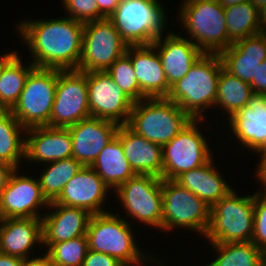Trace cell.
Masks as SVG:
<instances>
[{
  "mask_svg": "<svg viewBox=\"0 0 266 266\" xmlns=\"http://www.w3.org/2000/svg\"><path fill=\"white\" fill-rule=\"evenodd\" d=\"M125 54L131 59L141 92L147 98H166L171 87L155 47L152 44L128 46Z\"/></svg>",
  "mask_w": 266,
  "mask_h": 266,
  "instance_id": "603a6c76",
  "label": "cell"
},
{
  "mask_svg": "<svg viewBox=\"0 0 266 266\" xmlns=\"http://www.w3.org/2000/svg\"><path fill=\"white\" fill-rule=\"evenodd\" d=\"M217 1L223 7H229V6H233V5L240 4V3L250 1V0H217Z\"/></svg>",
  "mask_w": 266,
  "mask_h": 266,
  "instance_id": "7dc6e473",
  "label": "cell"
},
{
  "mask_svg": "<svg viewBox=\"0 0 266 266\" xmlns=\"http://www.w3.org/2000/svg\"><path fill=\"white\" fill-rule=\"evenodd\" d=\"M250 2L258 9L266 4V0H250Z\"/></svg>",
  "mask_w": 266,
  "mask_h": 266,
  "instance_id": "c3c4849f",
  "label": "cell"
},
{
  "mask_svg": "<svg viewBox=\"0 0 266 266\" xmlns=\"http://www.w3.org/2000/svg\"><path fill=\"white\" fill-rule=\"evenodd\" d=\"M26 129L10 111L0 110V161L21 169L25 160ZM21 167V168H19Z\"/></svg>",
  "mask_w": 266,
  "mask_h": 266,
  "instance_id": "83f0119b",
  "label": "cell"
},
{
  "mask_svg": "<svg viewBox=\"0 0 266 266\" xmlns=\"http://www.w3.org/2000/svg\"><path fill=\"white\" fill-rule=\"evenodd\" d=\"M131 224L122 219L119 212L92 214L86 232L89 249L108 254L124 266H146L148 262H154L153 266H163L161 259L143 252L145 249L136 243Z\"/></svg>",
  "mask_w": 266,
  "mask_h": 266,
  "instance_id": "7a4b0ae2",
  "label": "cell"
},
{
  "mask_svg": "<svg viewBox=\"0 0 266 266\" xmlns=\"http://www.w3.org/2000/svg\"><path fill=\"white\" fill-rule=\"evenodd\" d=\"M232 190L210 210V225L204 238L209 243L250 242L254 227V193L239 196Z\"/></svg>",
  "mask_w": 266,
  "mask_h": 266,
  "instance_id": "52a82bcc",
  "label": "cell"
},
{
  "mask_svg": "<svg viewBox=\"0 0 266 266\" xmlns=\"http://www.w3.org/2000/svg\"><path fill=\"white\" fill-rule=\"evenodd\" d=\"M116 137L131 169L136 175H153L163 179L162 146L137 134L127 124L118 127Z\"/></svg>",
  "mask_w": 266,
  "mask_h": 266,
  "instance_id": "cb8c5ba5",
  "label": "cell"
},
{
  "mask_svg": "<svg viewBox=\"0 0 266 266\" xmlns=\"http://www.w3.org/2000/svg\"><path fill=\"white\" fill-rule=\"evenodd\" d=\"M162 231L175 228L196 231L205 237L211 208L175 180L162 179Z\"/></svg>",
  "mask_w": 266,
  "mask_h": 266,
  "instance_id": "9c48e42d",
  "label": "cell"
},
{
  "mask_svg": "<svg viewBox=\"0 0 266 266\" xmlns=\"http://www.w3.org/2000/svg\"><path fill=\"white\" fill-rule=\"evenodd\" d=\"M182 1L177 15L184 28L181 30L203 53L220 54L233 43L228 37L224 7L217 0Z\"/></svg>",
  "mask_w": 266,
  "mask_h": 266,
  "instance_id": "277c9868",
  "label": "cell"
},
{
  "mask_svg": "<svg viewBox=\"0 0 266 266\" xmlns=\"http://www.w3.org/2000/svg\"><path fill=\"white\" fill-rule=\"evenodd\" d=\"M36 245L43 247L42 219L6 218L0 223V253L31 259Z\"/></svg>",
  "mask_w": 266,
  "mask_h": 266,
  "instance_id": "d4e9b609",
  "label": "cell"
},
{
  "mask_svg": "<svg viewBox=\"0 0 266 266\" xmlns=\"http://www.w3.org/2000/svg\"><path fill=\"white\" fill-rule=\"evenodd\" d=\"M87 88L91 117L112 121L119 126L128 124L134 101L106 71L87 72Z\"/></svg>",
  "mask_w": 266,
  "mask_h": 266,
  "instance_id": "5bb4252c",
  "label": "cell"
},
{
  "mask_svg": "<svg viewBox=\"0 0 266 266\" xmlns=\"http://www.w3.org/2000/svg\"><path fill=\"white\" fill-rule=\"evenodd\" d=\"M228 37L235 42L261 32L259 9L250 1L224 7Z\"/></svg>",
  "mask_w": 266,
  "mask_h": 266,
  "instance_id": "d6a6232c",
  "label": "cell"
},
{
  "mask_svg": "<svg viewBox=\"0 0 266 266\" xmlns=\"http://www.w3.org/2000/svg\"><path fill=\"white\" fill-rule=\"evenodd\" d=\"M127 47L108 18L86 22L78 71H106L125 54Z\"/></svg>",
  "mask_w": 266,
  "mask_h": 266,
  "instance_id": "7c38bea8",
  "label": "cell"
},
{
  "mask_svg": "<svg viewBox=\"0 0 266 266\" xmlns=\"http://www.w3.org/2000/svg\"><path fill=\"white\" fill-rule=\"evenodd\" d=\"M213 158L198 168L183 172L175 179L210 208L233 190L214 166Z\"/></svg>",
  "mask_w": 266,
  "mask_h": 266,
  "instance_id": "484cf974",
  "label": "cell"
},
{
  "mask_svg": "<svg viewBox=\"0 0 266 266\" xmlns=\"http://www.w3.org/2000/svg\"><path fill=\"white\" fill-rule=\"evenodd\" d=\"M106 72L116 85L134 102L147 98L140 90L131 59L126 54L118 58Z\"/></svg>",
  "mask_w": 266,
  "mask_h": 266,
  "instance_id": "e575fe53",
  "label": "cell"
},
{
  "mask_svg": "<svg viewBox=\"0 0 266 266\" xmlns=\"http://www.w3.org/2000/svg\"><path fill=\"white\" fill-rule=\"evenodd\" d=\"M72 157V137L68 128L33 127L25 133V162L51 163Z\"/></svg>",
  "mask_w": 266,
  "mask_h": 266,
  "instance_id": "ffe728a7",
  "label": "cell"
},
{
  "mask_svg": "<svg viewBox=\"0 0 266 266\" xmlns=\"http://www.w3.org/2000/svg\"><path fill=\"white\" fill-rule=\"evenodd\" d=\"M191 120L178 104L167 98H146L134 102L127 125L150 142L163 146Z\"/></svg>",
  "mask_w": 266,
  "mask_h": 266,
  "instance_id": "8992f818",
  "label": "cell"
},
{
  "mask_svg": "<svg viewBox=\"0 0 266 266\" xmlns=\"http://www.w3.org/2000/svg\"><path fill=\"white\" fill-rule=\"evenodd\" d=\"M204 119H192L171 141L162 146L163 179L175 180L183 172L206 164L213 153L199 129Z\"/></svg>",
  "mask_w": 266,
  "mask_h": 266,
  "instance_id": "8fae6325",
  "label": "cell"
},
{
  "mask_svg": "<svg viewBox=\"0 0 266 266\" xmlns=\"http://www.w3.org/2000/svg\"><path fill=\"white\" fill-rule=\"evenodd\" d=\"M259 21L261 32L266 31V4L259 8Z\"/></svg>",
  "mask_w": 266,
  "mask_h": 266,
  "instance_id": "bcb514c9",
  "label": "cell"
},
{
  "mask_svg": "<svg viewBox=\"0 0 266 266\" xmlns=\"http://www.w3.org/2000/svg\"><path fill=\"white\" fill-rule=\"evenodd\" d=\"M82 266H124L117 259L108 254L88 250Z\"/></svg>",
  "mask_w": 266,
  "mask_h": 266,
  "instance_id": "74e56055",
  "label": "cell"
},
{
  "mask_svg": "<svg viewBox=\"0 0 266 266\" xmlns=\"http://www.w3.org/2000/svg\"><path fill=\"white\" fill-rule=\"evenodd\" d=\"M121 0H97L99 11L109 18L116 10Z\"/></svg>",
  "mask_w": 266,
  "mask_h": 266,
  "instance_id": "60d3db41",
  "label": "cell"
},
{
  "mask_svg": "<svg viewBox=\"0 0 266 266\" xmlns=\"http://www.w3.org/2000/svg\"><path fill=\"white\" fill-rule=\"evenodd\" d=\"M88 117L91 115L88 107L87 72L58 70L55 99L48 126L67 128Z\"/></svg>",
  "mask_w": 266,
  "mask_h": 266,
  "instance_id": "4fadbf2b",
  "label": "cell"
},
{
  "mask_svg": "<svg viewBox=\"0 0 266 266\" xmlns=\"http://www.w3.org/2000/svg\"><path fill=\"white\" fill-rule=\"evenodd\" d=\"M110 190L94 169L84 166L68 181L54 202L70 207H80L91 214H102L108 211L103 208V205L106 204L105 201L109 196L107 193Z\"/></svg>",
  "mask_w": 266,
  "mask_h": 266,
  "instance_id": "ac0fdd59",
  "label": "cell"
},
{
  "mask_svg": "<svg viewBox=\"0 0 266 266\" xmlns=\"http://www.w3.org/2000/svg\"><path fill=\"white\" fill-rule=\"evenodd\" d=\"M165 10L159 0H121L108 19L128 46L151 45L168 31Z\"/></svg>",
  "mask_w": 266,
  "mask_h": 266,
  "instance_id": "5b68a950",
  "label": "cell"
},
{
  "mask_svg": "<svg viewBox=\"0 0 266 266\" xmlns=\"http://www.w3.org/2000/svg\"><path fill=\"white\" fill-rule=\"evenodd\" d=\"M254 94L249 83L232 75L224 68L221 69L217 85L216 107L226 111L228 119L236 111L247 105L249 98Z\"/></svg>",
  "mask_w": 266,
  "mask_h": 266,
  "instance_id": "f546056e",
  "label": "cell"
},
{
  "mask_svg": "<svg viewBox=\"0 0 266 266\" xmlns=\"http://www.w3.org/2000/svg\"><path fill=\"white\" fill-rule=\"evenodd\" d=\"M49 266H57V265L52 264V263L50 262V260H49Z\"/></svg>",
  "mask_w": 266,
  "mask_h": 266,
  "instance_id": "816d5d0a",
  "label": "cell"
},
{
  "mask_svg": "<svg viewBox=\"0 0 266 266\" xmlns=\"http://www.w3.org/2000/svg\"><path fill=\"white\" fill-rule=\"evenodd\" d=\"M58 70L34 67L10 112L25 129L48 126L55 99Z\"/></svg>",
  "mask_w": 266,
  "mask_h": 266,
  "instance_id": "ba28073f",
  "label": "cell"
},
{
  "mask_svg": "<svg viewBox=\"0 0 266 266\" xmlns=\"http://www.w3.org/2000/svg\"><path fill=\"white\" fill-rule=\"evenodd\" d=\"M222 68L219 54L203 53L188 73L171 86L166 98L178 104L192 119L206 120L203 114L215 106Z\"/></svg>",
  "mask_w": 266,
  "mask_h": 266,
  "instance_id": "3957f363",
  "label": "cell"
},
{
  "mask_svg": "<svg viewBox=\"0 0 266 266\" xmlns=\"http://www.w3.org/2000/svg\"><path fill=\"white\" fill-rule=\"evenodd\" d=\"M47 210L46 214L42 212L43 247L49 248L54 243L86 235L92 216L88 210L54 201L49 203Z\"/></svg>",
  "mask_w": 266,
  "mask_h": 266,
  "instance_id": "d6986e66",
  "label": "cell"
},
{
  "mask_svg": "<svg viewBox=\"0 0 266 266\" xmlns=\"http://www.w3.org/2000/svg\"><path fill=\"white\" fill-rule=\"evenodd\" d=\"M11 52H6V54H0V77L5 66L18 54V51L10 50Z\"/></svg>",
  "mask_w": 266,
  "mask_h": 266,
  "instance_id": "f6af8a7d",
  "label": "cell"
},
{
  "mask_svg": "<svg viewBox=\"0 0 266 266\" xmlns=\"http://www.w3.org/2000/svg\"><path fill=\"white\" fill-rule=\"evenodd\" d=\"M259 160V163H266V148L260 154Z\"/></svg>",
  "mask_w": 266,
  "mask_h": 266,
  "instance_id": "681fc988",
  "label": "cell"
},
{
  "mask_svg": "<svg viewBox=\"0 0 266 266\" xmlns=\"http://www.w3.org/2000/svg\"><path fill=\"white\" fill-rule=\"evenodd\" d=\"M19 53L5 66L0 77V110L10 111L19 99L30 71L35 65L23 64Z\"/></svg>",
  "mask_w": 266,
  "mask_h": 266,
  "instance_id": "1f68e13d",
  "label": "cell"
},
{
  "mask_svg": "<svg viewBox=\"0 0 266 266\" xmlns=\"http://www.w3.org/2000/svg\"><path fill=\"white\" fill-rule=\"evenodd\" d=\"M225 120L238 144L257 155L266 148V95L254 93L247 105Z\"/></svg>",
  "mask_w": 266,
  "mask_h": 266,
  "instance_id": "2e32d148",
  "label": "cell"
},
{
  "mask_svg": "<svg viewBox=\"0 0 266 266\" xmlns=\"http://www.w3.org/2000/svg\"><path fill=\"white\" fill-rule=\"evenodd\" d=\"M16 31L31 53L35 67L78 70L84 23L69 17L19 20Z\"/></svg>",
  "mask_w": 266,
  "mask_h": 266,
  "instance_id": "6da1fadb",
  "label": "cell"
},
{
  "mask_svg": "<svg viewBox=\"0 0 266 266\" xmlns=\"http://www.w3.org/2000/svg\"><path fill=\"white\" fill-rule=\"evenodd\" d=\"M25 259L0 253V266H24Z\"/></svg>",
  "mask_w": 266,
  "mask_h": 266,
  "instance_id": "b9f144b4",
  "label": "cell"
},
{
  "mask_svg": "<svg viewBox=\"0 0 266 266\" xmlns=\"http://www.w3.org/2000/svg\"><path fill=\"white\" fill-rule=\"evenodd\" d=\"M47 164H43L45 168L42 169L38 180L43 196L50 203L59 197L68 181L84 166L73 157Z\"/></svg>",
  "mask_w": 266,
  "mask_h": 266,
  "instance_id": "4dcf8cb0",
  "label": "cell"
},
{
  "mask_svg": "<svg viewBox=\"0 0 266 266\" xmlns=\"http://www.w3.org/2000/svg\"><path fill=\"white\" fill-rule=\"evenodd\" d=\"M113 192L125 209L126 221L130 222L128 218H131L140 224L162 231L161 178L153 175H135Z\"/></svg>",
  "mask_w": 266,
  "mask_h": 266,
  "instance_id": "30bf717a",
  "label": "cell"
},
{
  "mask_svg": "<svg viewBox=\"0 0 266 266\" xmlns=\"http://www.w3.org/2000/svg\"><path fill=\"white\" fill-rule=\"evenodd\" d=\"M67 17L83 23L105 19L99 11L97 0H61Z\"/></svg>",
  "mask_w": 266,
  "mask_h": 266,
  "instance_id": "d590c367",
  "label": "cell"
},
{
  "mask_svg": "<svg viewBox=\"0 0 266 266\" xmlns=\"http://www.w3.org/2000/svg\"><path fill=\"white\" fill-rule=\"evenodd\" d=\"M257 171L255 172V175L259 179V183L263 186L257 190L259 193L266 195V163H259L257 164Z\"/></svg>",
  "mask_w": 266,
  "mask_h": 266,
  "instance_id": "7bdbcfd3",
  "label": "cell"
},
{
  "mask_svg": "<svg viewBox=\"0 0 266 266\" xmlns=\"http://www.w3.org/2000/svg\"><path fill=\"white\" fill-rule=\"evenodd\" d=\"M16 168L8 163L0 161V194L5 189L12 173Z\"/></svg>",
  "mask_w": 266,
  "mask_h": 266,
  "instance_id": "ab89813d",
  "label": "cell"
},
{
  "mask_svg": "<svg viewBox=\"0 0 266 266\" xmlns=\"http://www.w3.org/2000/svg\"><path fill=\"white\" fill-rule=\"evenodd\" d=\"M266 253V195L254 192V227L251 240Z\"/></svg>",
  "mask_w": 266,
  "mask_h": 266,
  "instance_id": "8d00e7d4",
  "label": "cell"
},
{
  "mask_svg": "<svg viewBox=\"0 0 266 266\" xmlns=\"http://www.w3.org/2000/svg\"><path fill=\"white\" fill-rule=\"evenodd\" d=\"M45 254L57 266H82L89 250L87 235L52 244Z\"/></svg>",
  "mask_w": 266,
  "mask_h": 266,
  "instance_id": "836d02e7",
  "label": "cell"
},
{
  "mask_svg": "<svg viewBox=\"0 0 266 266\" xmlns=\"http://www.w3.org/2000/svg\"><path fill=\"white\" fill-rule=\"evenodd\" d=\"M219 55L225 70L250 84L266 60L265 31L236 40Z\"/></svg>",
  "mask_w": 266,
  "mask_h": 266,
  "instance_id": "7402d4cb",
  "label": "cell"
},
{
  "mask_svg": "<svg viewBox=\"0 0 266 266\" xmlns=\"http://www.w3.org/2000/svg\"><path fill=\"white\" fill-rule=\"evenodd\" d=\"M210 245L218 254L205 266H266V253L252 241Z\"/></svg>",
  "mask_w": 266,
  "mask_h": 266,
  "instance_id": "f1b7e54d",
  "label": "cell"
},
{
  "mask_svg": "<svg viewBox=\"0 0 266 266\" xmlns=\"http://www.w3.org/2000/svg\"><path fill=\"white\" fill-rule=\"evenodd\" d=\"M24 266H49V258L44 255H37L35 258L26 259Z\"/></svg>",
  "mask_w": 266,
  "mask_h": 266,
  "instance_id": "ee69618b",
  "label": "cell"
},
{
  "mask_svg": "<svg viewBox=\"0 0 266 266\" xmlns=\"http://www.w3.org/2000/svg\"><path fill=\"white\" fill-rule=\"evenodd\" d=\"M119 125L96 117L80 120L67 127L72 137V157L90 167L104 147L115 137Z\"/></svg>",
  "mask_w": 266,
  "mask_h": 266,
  "instance_id": "e0dca14e",
  "label": "cell"
},
{
  "mask_svg": "<svg viewBox=\"0 0 266 266\" xmlns=\"http://www.w3.org/2000/svg\"><path fill=\"white\" fill-rule=\"evenodd\" d=\"M90 167L96 171L111 191H115L121 184L136 175L117 137L104 147Z\"/></svg>",
  "mask_w": 266,
  "mask_h": 266,
  "instance_id": "4316f807",
  "label": "cell"
},
{
  "mask_svg": "<svg viewBox=\"0 0 266 266\" xmlns=\"http://www.w3.org/2000/svg\"><path fill=\"white\" fill-rule=\"evenodd\" d=\"M254 93L266 95V60H264L256 71V78L250 83Z\"/></svg>",
  "mask_w": 266,
  "mask_h": 266,
  "instance_id": "f35d334b",
  "label": "cell"
},
{
  "mask_svg": "<svg viewBox=\"0 0 266 266\" xmlns=\"http://www.w3.org/2000/svg\"><path fill=\"white\" fill-rule=\"evenodd\" d=\"M4 217L2 215V212H1V208H0V223L3 221Z\"/></svg>",
  "mask_w": 266,
  "mask_h": 266,
  "instance_id": "f907efd6",
  "label": "cell"
},
{
  "mask_svg": "<svg viewBox=\"0 0 266 266\" xmlns=\"http://www.w3.org/2000/svg\"><path fill=\"white\" fill-rule=\"evenodd\" d=\"M16 169L0 194V208L6 218H40L41 208L46 211L49 202L43 196L38 178L21 175Z\"/></svg>",
  "mask_w": 266,
  "mask_h": 266,
  "instance_id": "9a60e30c",
  "label": "cell"
},
{
  "mask_svg": "<svg viewBox=\"0 0 266 266\" xmlns=\"http://www.w3.org/2000/svg\"><path fill=\"white\" fill-rule=\"evenodd\" d=\"M152 45L160 57L170 87L183 78L203 54L190 39L170 31L165 37L161 35Z\"/></svg>",
  "mask_w": 266,
  "mask_h": 266,
  "instance_id": "44dd1931",
  "label": "cell"
}]
</instances>
